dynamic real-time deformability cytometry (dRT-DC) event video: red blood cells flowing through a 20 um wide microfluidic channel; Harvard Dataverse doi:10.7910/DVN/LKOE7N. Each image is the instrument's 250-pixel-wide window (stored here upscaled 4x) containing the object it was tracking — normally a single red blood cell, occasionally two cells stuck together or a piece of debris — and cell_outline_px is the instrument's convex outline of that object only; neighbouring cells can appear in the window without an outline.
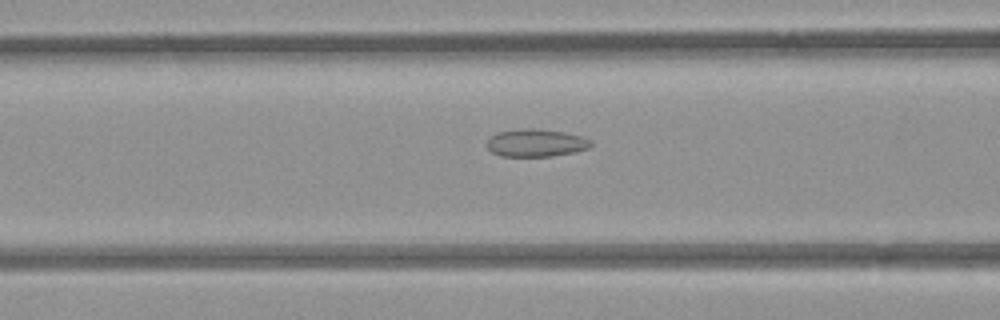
{"species": "common noctule bat (a hibernating species)", "species_latin": "Nyctalus noctula", "temperature_condition": "room temperature", "stored_images_in_passage": 45, "camera_frame_rate_fps": 3000, "um_per_image_px": 0.085, "animal": {"sex": "female", "body_mass_g": 21.9}, "frame": {"image": 1, "passage_image": 14, "time_ms": 4.333, "image_size_px": [1000, 320], "cell_outline_px": [[592, 144], [588, 148], [576, 152], [552, 156], [500, 156], [492, 152], [488, 148], [488, 140], [496, 132], [520, 128], [532, 128], [564, 132], [584, 136], [592, 140]], "centroid_in_image_um": [45.59, 12.14], "position_along_channel_um": 121.0, "area_um2": 16.88}}
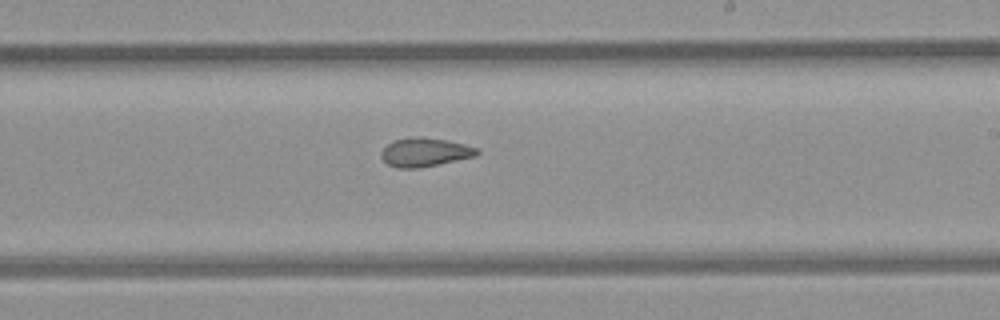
{"frame": {"image": 2, "passage_image": 24, "time_ms": 7.667, "image_size_px": [1000, 320], "cell_outline_px": [[480, 152], [476, 156], [416, 168], [396, 168], [388, 164], [380, 156], [380, 152], [392, 140], [408, 136], [420, 136], [448, 140], [464, 144], [476, 148]], "centroid_in_image_um": [36.07, 12.91], "position_along_channel_um": 252.9, "area_um2": 16.07}}
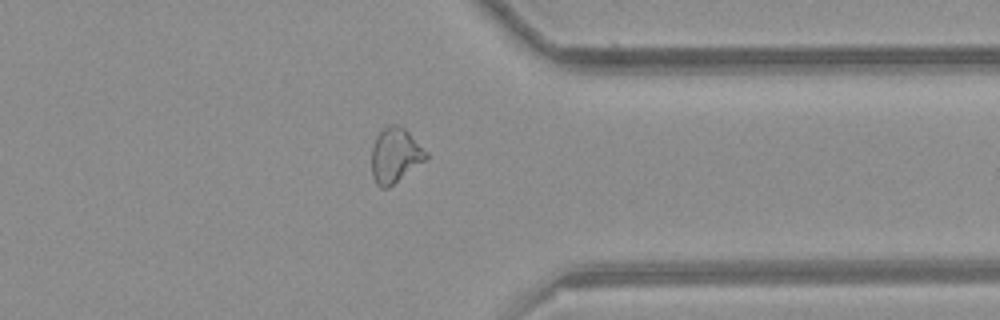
{"frame": {"image": 3, "passage_image": 34, "time_ms": 11.0, "image_size_px": [1000, 320], "cell_outline_px": [[428, 156], [424, 160], [388, 188], [380, 188], [376, 184], [372, 176], [372, 148], [376, 136], [388, 124], [396, 124], [404, 128], [428, 152]], "centroid_in_image_um": [33.57, 13.2], "position_along_channel_um": 377.8, "area_um2": 17.17}, "authors_computed_cell_mechanics": {"area_um2": 17.1666, "velocity_mm_per_s": 3.9546, "shape_relaxation_time_tau1_ms": null, "shape_relaxation_time_tau2_ms": 1.9185, "deformation_change_tau1": null, "deformation_change_tau2": 0.0718}}